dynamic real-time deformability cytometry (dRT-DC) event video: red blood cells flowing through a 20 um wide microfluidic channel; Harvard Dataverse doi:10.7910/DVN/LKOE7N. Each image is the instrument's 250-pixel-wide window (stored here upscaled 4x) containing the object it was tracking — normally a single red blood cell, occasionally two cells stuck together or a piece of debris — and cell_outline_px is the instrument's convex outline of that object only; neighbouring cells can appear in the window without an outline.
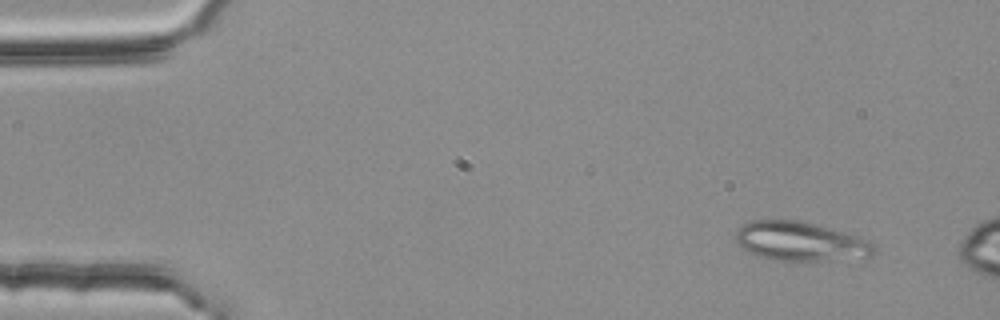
{"species": "common noctule bat (a hibernating species)", "species_latin": "Nyctalus noctula", "temperature_condition": "room temperature", "stored_images_in_passage": 16, "camera_frame_rate_fps": 3000, "um_per_image_px": 0.085, "animal": {"sex": "female", "body_mass_g": 25.1}, "frame": {"image": 1, "passage_image": 5, "time_ms": 1.333, "image_size_px": [1000, 320], "cell_outline_px": [[876, 252], [872, 256], [824, 260], [776, 260], [760, 256], [748, 252], [736, 244], [736, 232], [744, 224], [752, 220], [800, 220], [860, 236], [872, 240], [876, 248]], "centroid_in_image_um": [68.07, 20.51], "position_along_channel_um": 16.9, "area_um2": 31.5}}